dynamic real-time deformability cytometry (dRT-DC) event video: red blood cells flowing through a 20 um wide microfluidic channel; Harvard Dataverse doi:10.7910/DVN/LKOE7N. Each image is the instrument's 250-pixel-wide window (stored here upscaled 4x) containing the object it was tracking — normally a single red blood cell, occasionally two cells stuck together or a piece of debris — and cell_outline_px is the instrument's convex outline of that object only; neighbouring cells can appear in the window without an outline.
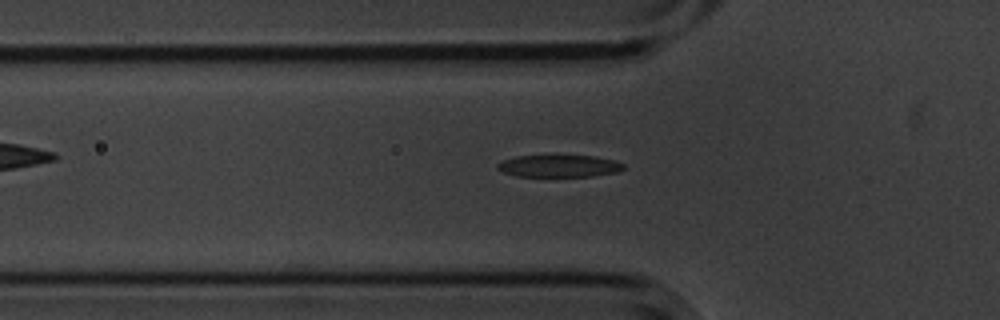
{"species": "common noctule bat (a hibernating species)", "species_latin": "Nyctalus noctula", "temperature_condition": "cold", "stored_images_in_passage": 48, "camera_frame_rate_fps": 3000, "um_per_image_px": 0.085, "animal": {"sex": "male", "body_mass_g": 20.1, "forearm_length_mm": 53.5}, "frame": {"image": 1, "passage_image": 15, "time_ms": 4.667, "image_size_px": [1000, 320], "cell_outline_px": [[624, 168], [616, 172], [592, 176], [516, 176], [504, 172], [496, 168], [496, 164], [504, 160], [516, 156], [556, 152], [592, 156], [612, 160], [624, 164]], "centroid_in_image_um": [47.46, 14.05], "position_along_channel_um": 78.3, "area_um2": 17.05}}
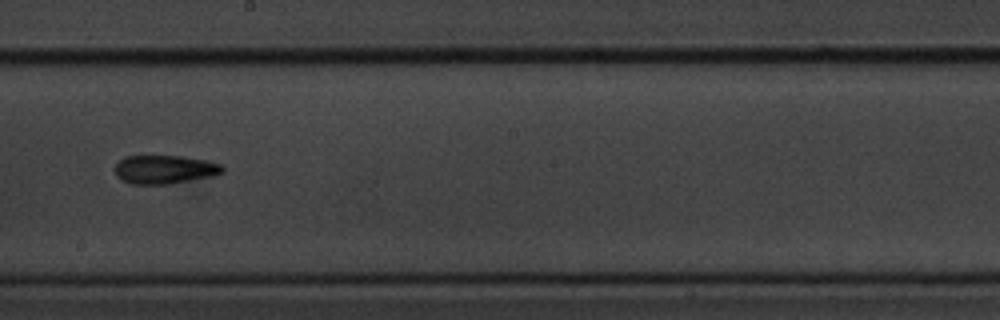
{"frame": {"image": 2, "passage_image": 28, "time_ms": 9.0, "image_size_px": [1000, 320], "cell_outline_px": [[224, 172], [216, 176], [168, 184], [132, 184], [120, 180], [116, 176], [112, 168], [124, 156], [180, 156], [204, 160], [220, 164], [224, 168]], "centroid_in_image_um": [13.96, 14.41], "position_along_channel_um": 234.2, "area_um2": 18.15}}
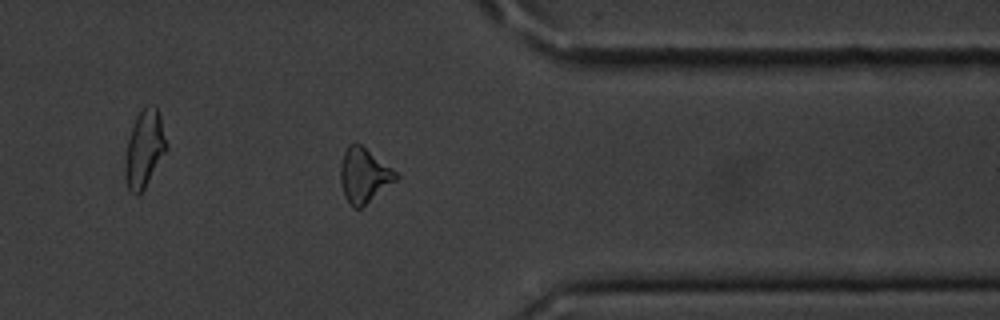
{"frame": {"image": 3, "passage_image": 41, "time_ms": 13.333, "image_size_px": [1000, 320], "cell_outline_px": [[400, 176], [396, 180], [360, 208], [356, 208], [344, 196], [340, 180], [340, 164], [344, 152], [348, 144], [356, 140], [392, 168]], "centroid_in_image_um": [30.92, 14.84], "position_along_channel_um": 380.5, "area_um2": 17.51}}